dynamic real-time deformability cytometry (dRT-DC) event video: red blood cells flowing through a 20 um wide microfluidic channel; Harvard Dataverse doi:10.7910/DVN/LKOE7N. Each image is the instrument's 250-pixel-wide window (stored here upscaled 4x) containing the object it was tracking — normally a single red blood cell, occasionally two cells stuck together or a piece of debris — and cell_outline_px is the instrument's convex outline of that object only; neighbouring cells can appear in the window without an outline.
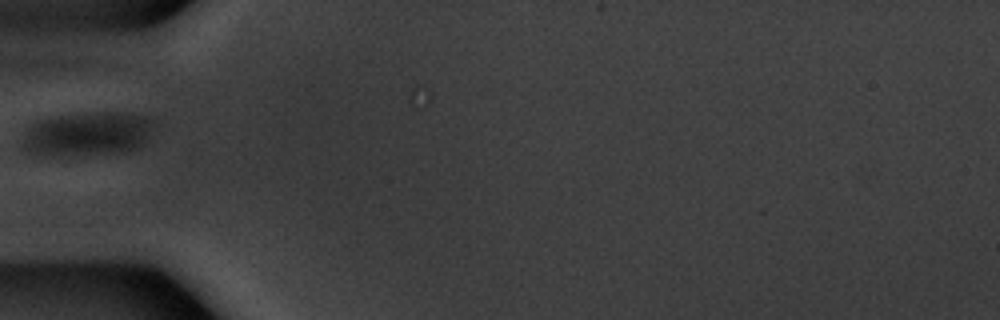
{"species": "common noctule bat (a hibernating species)", "species_latin": "Nyctalus noctula", "temperature_condition": "warm", "stored_images_in_passage": 5, "camera_frame_rate_fps": 3000, "um_per_image_px": 0.085, "animal": {"sex": "male", "body_mass_g": 20.1, "forearm_length_mm": 53.5}, "frame": {"image": 1, "passage_image": 1, "time_ms": 0.0, "image_size_px": [1000, 320], "cell_outline_px": [[148, 124], [140, 144], [132, 148], [60, 152], [36, 152], [28, 148], [28, 136], [36, 124], [44, 120], [68, 116], [104, 112], [116, 112], [136, 116], [148, 120]], "centroid_in_image_um": [7.47, 11.29], "position_along_channel_um": 77.5, "area_um2": 28.15}}